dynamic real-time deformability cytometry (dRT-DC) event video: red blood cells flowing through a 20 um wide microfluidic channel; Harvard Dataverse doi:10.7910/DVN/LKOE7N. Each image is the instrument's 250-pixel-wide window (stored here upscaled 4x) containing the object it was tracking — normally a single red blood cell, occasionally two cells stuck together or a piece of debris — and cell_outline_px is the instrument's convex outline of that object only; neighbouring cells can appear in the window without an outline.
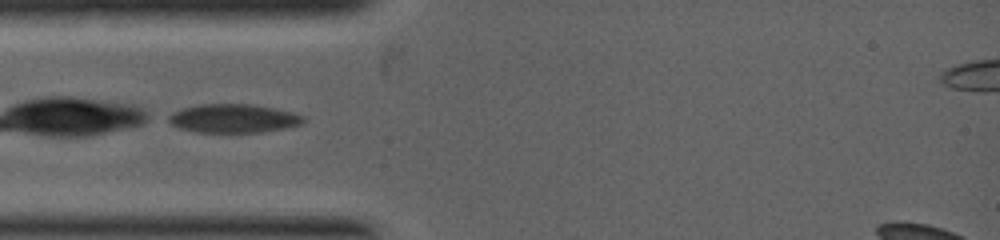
{"species": "common noctule bat (a hibernating species)", "species_latin": "Nyctalus noctula", "temperature_condition": "warm", "stored_images_in_passage": 2, "camera_frame_rate_fps": 5000, "um_per_image_px": 0.085, "animal": {"sex": "female", "body_mass_g": 19.0, "forearm_length_mm": 53.3}, "frame": {"image": 1, "passage_image": 2, "time_ms": 0.2, "image_size_px": [1000, 240], "cell_outline_px": [[304, 120], [300, 124], [284, 128], [260, 132], [196, 132], [180, 128], [164, 120], [164, 116], [180, 108], [200, 104], [252, 104], [276, 108], [292, 112], [304, 116]], "centroid_in_image_um": [19.76, 10.05], "position_along_channel_um": 65.2, "area_um2": 22.72}}